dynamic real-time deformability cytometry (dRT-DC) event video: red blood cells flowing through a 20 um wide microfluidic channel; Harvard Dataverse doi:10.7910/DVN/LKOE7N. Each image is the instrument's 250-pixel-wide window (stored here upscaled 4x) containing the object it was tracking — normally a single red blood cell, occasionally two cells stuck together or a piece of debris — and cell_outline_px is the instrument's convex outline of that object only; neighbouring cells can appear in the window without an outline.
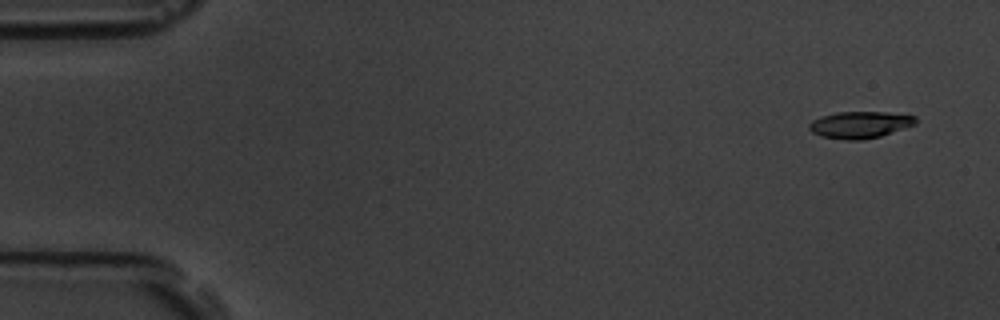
{"species": "common noctule bat (a hibernating species)", "species_latin": "Nyctalus noctula", "temperature_condition": "room temperature", "stored_images_in_passage": 5, "camera_frame_rate_fps": 3000, "um_per_image_px": 0.085, "animal": {"sex": "male", "body_mass_g": 19.5, "forearm_length_mm": 54.6}, "frame": {"image": 1, "passage_image": 2, "time_ms": 1.0, "image_size_px": [1000, 320], "cell_outline_px": [[916, 124], [880, 136], [860, 140], [848, 140], [820, 136], [812, 132], [808, 128], [808, 124], [812, 120], [820, 116], [836, 112], [884, 112], [916, 116]], "centroid_in_image_um": [73.05, 10.6], "position_along_channel_um": 11.9, "area_um2": 16.59}}
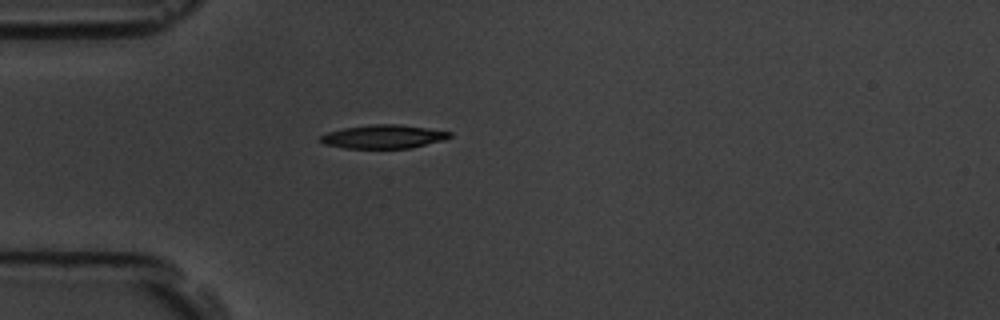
{"frame": {"image": 2, "passage_image": 5, "time_ms": 5.333, "image_size_px": [1000, 320], "cell_outline_px": [[452, 136], [444, 140], [412, 148], [344, 148], [324, 144], [320, 140], [320, 136], [328, 132], [344, 128], [372, 124], [396, 124], [452, 132]], "centroid_in_image_um": [32.59, 11.62], "position_along_channel_um": 52.4, "area_um2": 17.63}}